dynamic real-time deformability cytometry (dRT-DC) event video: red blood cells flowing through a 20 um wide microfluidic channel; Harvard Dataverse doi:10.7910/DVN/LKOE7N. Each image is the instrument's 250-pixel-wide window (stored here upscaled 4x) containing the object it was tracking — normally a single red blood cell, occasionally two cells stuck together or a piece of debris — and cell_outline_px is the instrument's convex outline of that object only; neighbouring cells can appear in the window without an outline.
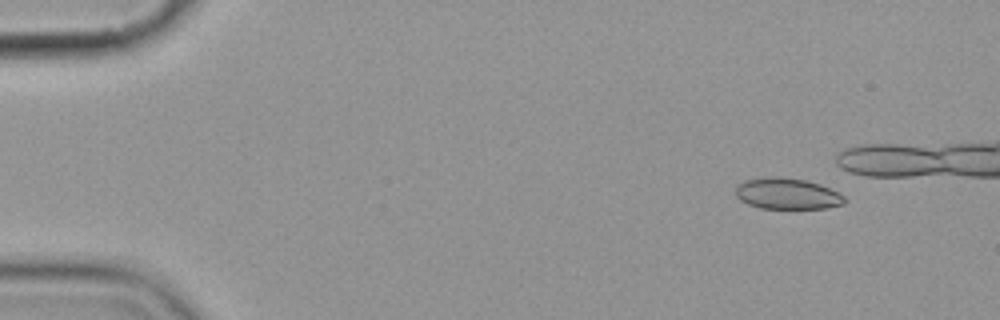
{"species": "common noctule bat (a hibernating species)", "species_latin": "Nyctalus noctula", "temperature_condition": "cold", "stored_images_in_passage": 12, "camera_frame_rate_fps": 3000, "um_per_image_px": 0.085, "animal": {"sex": "female", "body_mass_g": 19.9}, "frame": {"image": 1, "passage_image": 1, "time_ms": 0.0, "image_size_px": [1000, 320], "cell_outline_px": [[848, 200], [844, 204], [828, 208], [760, 208], [748, 204], [740, 200], [736, 196], [736, 188], [744, 180], [768, 176], [780, 176], [804, 180], [820, 184], [844, 196]], "centroid_in_image_um": [66.92, 16.46], "position_along_channel_um": 18.1, "area_um2": 19.77}}